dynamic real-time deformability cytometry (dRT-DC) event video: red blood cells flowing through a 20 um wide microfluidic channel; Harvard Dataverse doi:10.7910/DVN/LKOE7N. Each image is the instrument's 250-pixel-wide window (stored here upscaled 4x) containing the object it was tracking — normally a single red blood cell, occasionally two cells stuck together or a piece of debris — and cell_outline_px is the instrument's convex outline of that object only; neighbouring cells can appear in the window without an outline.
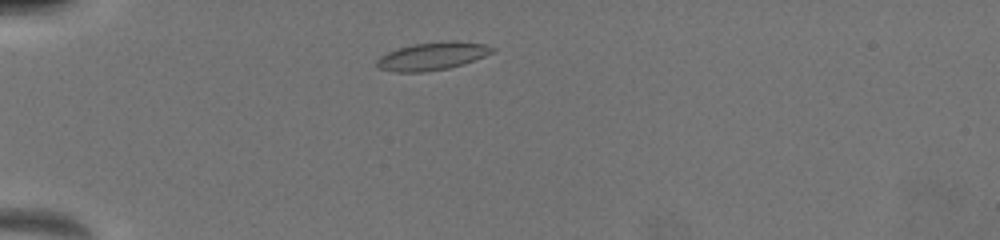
{"species": "common noctule bat (a hibernating species)", "species_latin": "Nyctalus noctula", "temperature_condition": "warm", "stored_images_in_passage": 32, "camera_frame_rate_fps": 3000, "um_per_image_px": 0.085, "animal": {"sex": "female", "body_mass_g": 19.5, "forearm_length_mm": 54.1}, "frame": {"image": 1, "passage_image": 3, "time_ms": 1.333, "image_size_px": [1000, 240], "cell_outline_px": [[496, 52], [448, 68], [424, 72], [396, 72], [380, 68], [376, 64], [376, 60], [380, 56], [388, 52], [412, 44], [484, 44], [496, 48]], "centroid_in_image_um": [36.67, 4.83], "position_along_channel_um": 48.3, "area_um2": 17.51}}
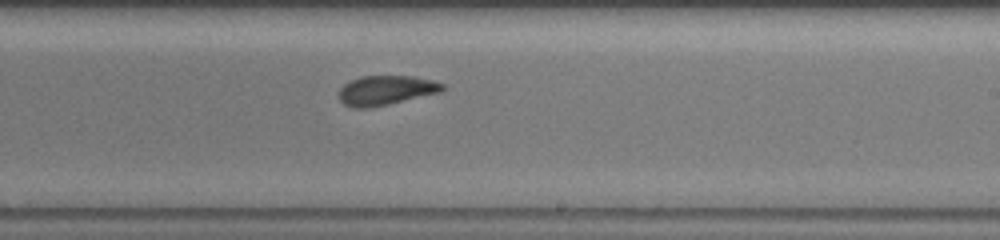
{"frame": {"image": 2, "passage_image": 15, "time_ms": 7.333, "image_size_px": [1000, 240], "cell_outline_px": [[444, 88], [440, 92], [388, 104], [364, 108], [356, 108], [344, 104], [340, 100], [340, 88], [344, 84], [360, 76], [412, 76], [432, 80], [444, 84]], "centroid_in_image_um": [32.8, 7.66], "position_along_channel_um": 256.2, "area_um2": 17.51}}
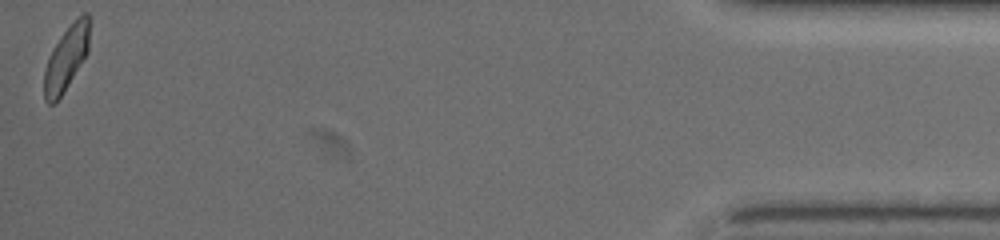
{"frame": {"image": 3, "passage_image": 32, "time_ms": 13.667, "image_size_px": [1000, 240], "cell_outline_px": [[88, 52], [68, 84], [60, 96], [52, 104], [48, 104], [44, 100], [44, 72], [48, 60], [60, 36], [84, 12], [88, 12]], "centroid_in_image_um": [5.61, 4.99], "position_along_channel_um": 429.6, "area_um2": 16.18}, "authors_computed_cell_mechanics": {"area_um2": 17.6579, "velocity_mm_per_s": 4.0071, "shape_relaxation_time_tau1_ms": 3.7126, "shape_relaxation_time_tau2_ms": 1.4529, "deformation_change_tau1": 0.1413, "deformation_change_tau2": 0.087}}